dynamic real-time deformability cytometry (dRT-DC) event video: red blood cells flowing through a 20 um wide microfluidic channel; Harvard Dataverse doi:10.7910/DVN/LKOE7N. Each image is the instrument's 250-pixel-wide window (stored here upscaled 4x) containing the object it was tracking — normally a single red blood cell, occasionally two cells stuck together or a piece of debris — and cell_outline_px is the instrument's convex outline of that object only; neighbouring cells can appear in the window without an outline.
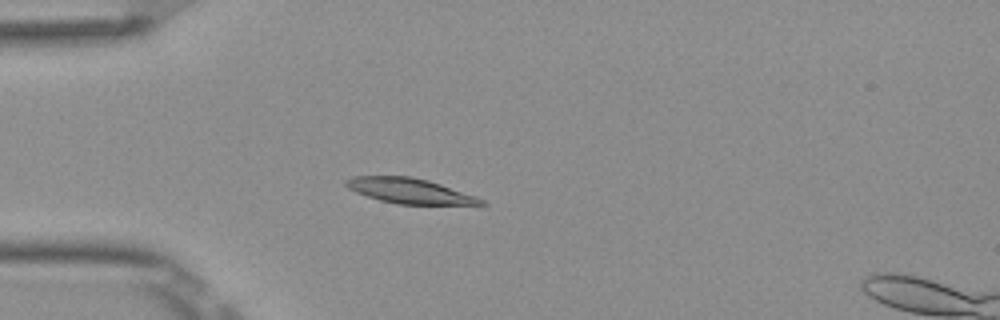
{"species": "Egyptian fruit bat (a non-hibernating species)", "species_latin": "Rousettus aegyptiacus", "temperature_condition": "room temperature", "stored_images_in_passage": 52, "camera_frame_rate_fps": 3000, "um_per_image_px": 0.085, "frame": {"image": 1, "passage_image": 14, "time_ms": 4.333, "image_size_px": [1000, 320], "cell_outline_px": [[488, 204], [396, 204], [380, 200], [356, 192], [348, 188], [344, 184], [344, 180], [356, 176], [412, 176], [428, 180], [476, 196], [484, 200]], "centroid_in_image_um": [34.79, 16.21], "position_along_channel_um": 50.2, "area_um2": 19.59}}
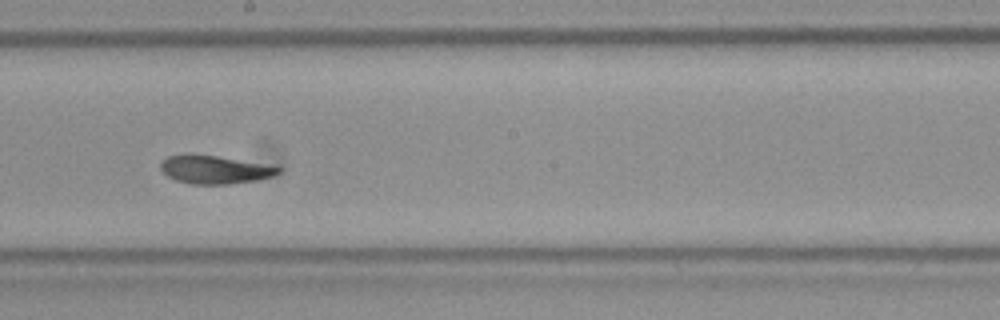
{"frame": {"image": 2, "passage_image": 29, "time_ms": 9.333, "image_size_px": [1000, 320], "cell_outline_px": [[280, 172], [272, 176], [256, 180], [228, 184], [192, 184], [176, 180], [168, 176], [160, 168], [160, 164], [168, 156], [184, 152], [188, 152], [216, 156], [260, 164], [280, 168]], "centroid_in_image_um": [18.15, 14.4], "position_along_channel_um": 230.1, "area_um2": 19.13}}
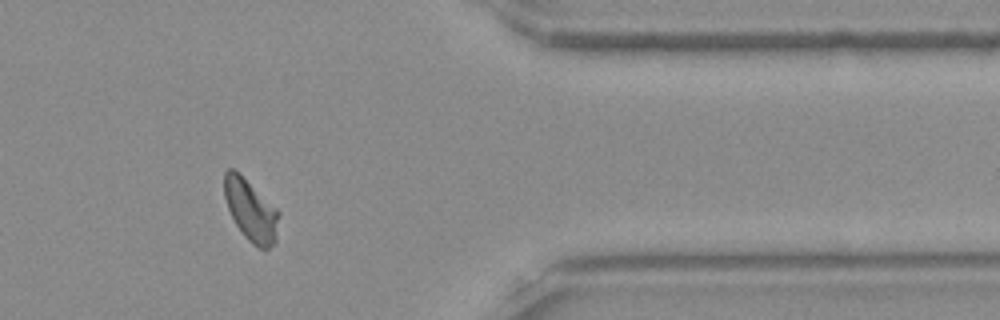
{"frame": {"image": 3, "passage_image": 43, "time_ms": 14.0, "image_size_px": [1000, 320], "cell_outline_px": [[280, 216], [276, 240], [268, 248], [260, 248], [252, 244], [244, 236], [236, 224], [228, 208], [224, 196], [224, 172], [228, 168], [232, 168], [276, 208], [280, 212]], "centroid_in_image_um": [21.32, 17.9], "position_along_channel_um": 390.1, "area_um2": 19.13}, "authors_computed_cell_mechanics": {"area_um2": 19.8832, "velocity_mm_per_s": 3.8639, "shape_relaxation_time_tau1_ms": 3.253, "shape_relaxation_time_tau2_ms": 2.7232, "deformation_change_tau1": 0.139, "deformation_change_tau2": 0.0486}}